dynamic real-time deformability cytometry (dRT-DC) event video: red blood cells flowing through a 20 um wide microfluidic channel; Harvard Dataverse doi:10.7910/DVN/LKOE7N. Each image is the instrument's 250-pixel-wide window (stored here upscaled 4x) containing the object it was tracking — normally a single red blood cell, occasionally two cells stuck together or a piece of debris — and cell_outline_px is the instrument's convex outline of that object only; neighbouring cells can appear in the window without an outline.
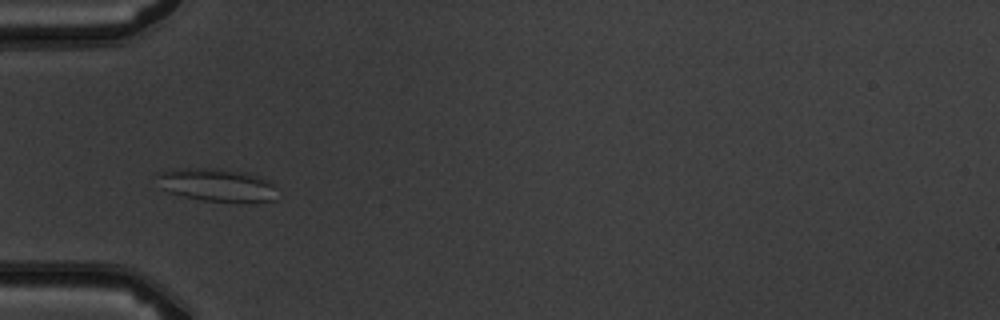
{"species": "common noctule bat (a hibernating species)", "species_latin": "Nyctalus noctula", "temperature_condition": "warm", "stored_images_in_passage": 5, "camera_frame_rate_fps": 3000, "um_per_image_px": 0.085, "animal": {"sex": "male", "body_mass_g": 19.5, "forearm_length_mm": 54.6}, "frame": {"image": 1, "passage_image": 4, "time_ms": 3.667, "image_size_px": [1000, 320], "cell_outline_px": [[276, 200], [204, 200], [184, 196], [168, 192], [160, 188], [156, 176], [156, 172], [172, 168], [216, 168], [244, 172], [260, 176], [272, 180], [276, 188]], "centroid_in_image_um": [18.38, 15.67], "position_along_channel_um": 66.6, "area_um2": 23.0}}
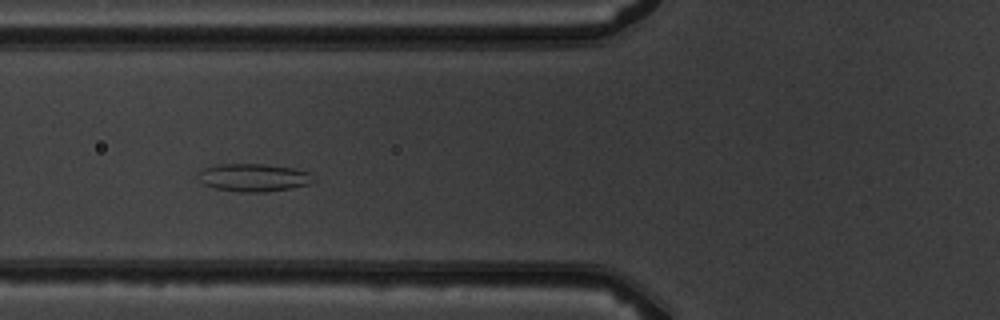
{"frame": {"image": 2, "passage_image": 5, "time_ms": 4.667, "image_size_px": [1000, 320], "cell_outline_px": [[316, 180], [308, 184], [292, 188], [264, 192], [240, 192], [216, 188], [204, 184], [200, 180], [196, 172], [204, 168], [220, 164], [264, 164], [292, 168], [308, 172]], "centroid_in_image_um": [21.54, 15.09], "position_along_channel_um": 104.3, "area_um2": 18.61}}